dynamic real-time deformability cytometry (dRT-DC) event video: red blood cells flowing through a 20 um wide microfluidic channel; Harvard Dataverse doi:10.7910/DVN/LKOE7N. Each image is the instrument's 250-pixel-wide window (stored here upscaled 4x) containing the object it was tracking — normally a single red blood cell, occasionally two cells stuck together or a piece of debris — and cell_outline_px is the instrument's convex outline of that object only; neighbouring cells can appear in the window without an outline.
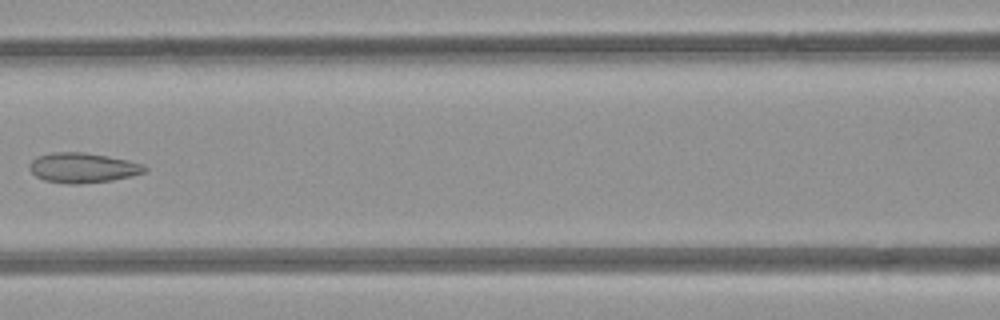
{"species": "common noctule bat (a hibernating species)", "species_latin": "Nyctalus noctula", "temperature_condition": "room temperature", "stored_images_in_passage": 6, "camera_frame_rate_fps": 3000, "um_per_image_px": 0.085, "animal": {"sex": "female", "body_mass_g": 21.9}, "frame": {"image": 1, "passage_image": 5, "time_ms": 5.667, "image_size_px": [1000, 320], "cell_outline_px": [[148, 168], [144, 172], [132, 176], [112, 180], [80, 184], [68, 184], [44, 180], [36, 176], [28, 168], [28, 164], [36, 156], [52, 152], [84, 152], [128, 160], [144, 164]], "centroid_in_image_um": [7.02, 14.26], "position_along_channel_um": 159.6, "area_um2": 20.23}}
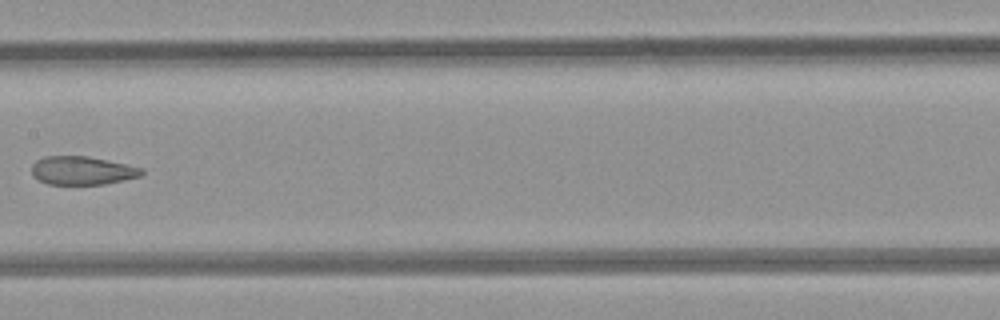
{"frame": {"image": 2, "passage_image": 6, "time_ms": 6.667, "image_size_px": [1000, 320], "cell_outline_px": [[144, 172], [140, 176], [124, 180], [104, 184], [48, 184], [32, 176], [32, 164], [36, 160], [44, 156], [88, 156], [144, 168]], "centroid_in_image_um": [6.98, 14.49], "position_along_channel_um": 200.4, "area_um2": 18.21}}